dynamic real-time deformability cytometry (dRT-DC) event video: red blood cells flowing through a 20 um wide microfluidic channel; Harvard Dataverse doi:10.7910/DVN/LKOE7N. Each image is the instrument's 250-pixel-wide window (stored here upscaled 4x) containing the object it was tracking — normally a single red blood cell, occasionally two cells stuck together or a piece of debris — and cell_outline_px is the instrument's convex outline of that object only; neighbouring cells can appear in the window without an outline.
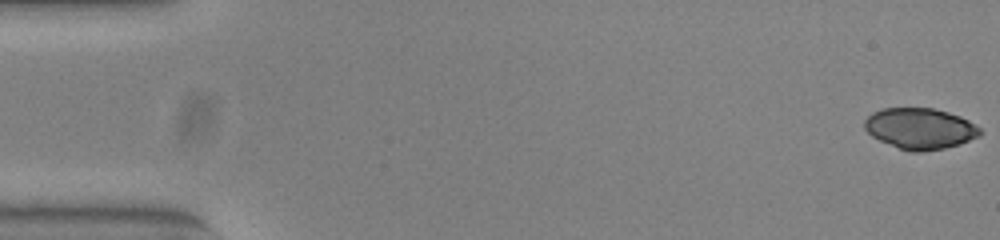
{"species": "common noctule bat (a hibernating species)", "species_latin": "Nyctalus noctula", "temperature_condition": "warm", "stored_images_in_passage": 53, "camera_frame_rate_fps": 3000, "um_per_image_px": 0.085, "animal": {"sex": "female", "body_mass_g": 23.0, "forearm_length_mm": 53.4}, "frame": {"image": 1, "passage_image": 1, "time_ms": 0.0, "image_size_px": [1000, 240], "cell_outline_px": [[984, 132], [980, 136], [960, 144], [944, 148], [920, 152], [912, 152], [900, 148], [880, 140], [872, 136], [864, 128], [864, 120], [872, 112], [884, 108], [932, 108], [948, 112], [960, 116], [968, 120], [980, 128]], "centroid_in_image_um": [78.22, 10.92], "position_along_channel_um": 6.8, "area_um2": 27.57}}
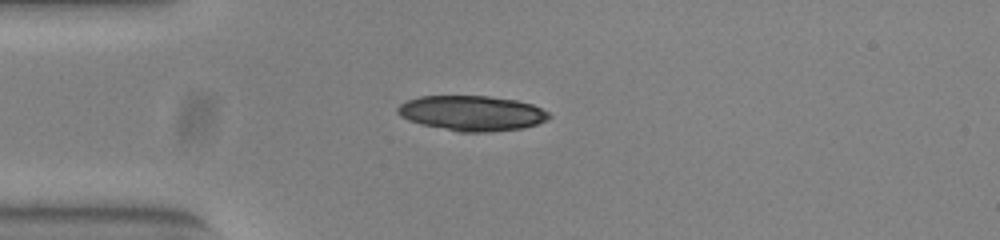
{"frame": {"image": 2, "passage_image": 14, "time_ms": 4.333, "image_size_px": [1000, 240], "cell_outline_px": [[552, 116], [548, 120], [524, 128], [492, 132], [456, 132], [420, 124], [408, 120], [400, 116], [396, 112], [396, 108], [400, 104], [408, 100], [420, 96], [488, 96], [516, 100], [532, 104], [548, 112]], "centroid_in_image_um": [40.1, 9.63], "position_along_channel_um": 44.9, "area_um2": 31.27}}